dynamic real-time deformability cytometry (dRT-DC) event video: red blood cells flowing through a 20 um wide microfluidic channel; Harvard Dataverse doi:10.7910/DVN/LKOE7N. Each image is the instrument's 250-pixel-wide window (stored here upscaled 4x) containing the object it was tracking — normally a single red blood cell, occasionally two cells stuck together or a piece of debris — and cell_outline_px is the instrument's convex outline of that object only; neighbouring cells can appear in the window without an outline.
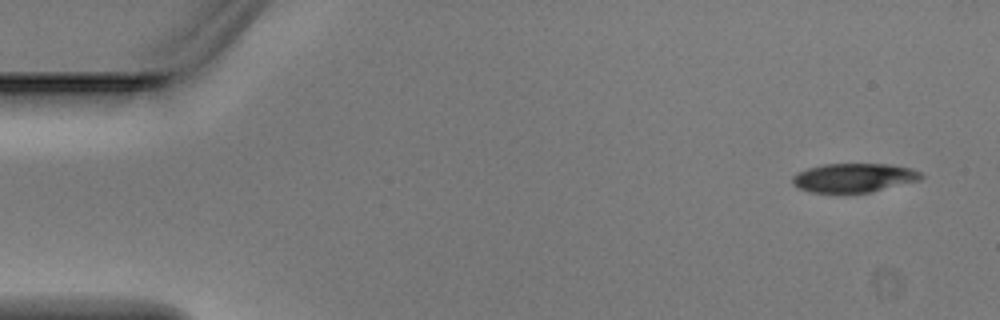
{"species": "Egyptian fruit bat (a non-hibernating species)", "species_latin": "Rousettus aegyptiacus", "temperature_condition": "warm", "stored_images_in_passage": 4, "camera_frame_rate_fps": 3000, "um_per_image_px": 0.085, "animal": {"sex": "male"}, "frame": {"image": 1, "passage_image": 1, "time_ms": 0.0, "image_size_px": [1000, 320], "cell_outline_px": [[924, 176], [920, 180], [872, 192], [808, 192], [796, 188], [792, 184], [792, 176], [796, 172], [808, 168], [824, 164], [888, 164], [912, 168], [924, 172]], "centroid_in_image_um": [72.58, 15.1], "position_along_channel_um": 12.4, "area_um2": 21.96}}